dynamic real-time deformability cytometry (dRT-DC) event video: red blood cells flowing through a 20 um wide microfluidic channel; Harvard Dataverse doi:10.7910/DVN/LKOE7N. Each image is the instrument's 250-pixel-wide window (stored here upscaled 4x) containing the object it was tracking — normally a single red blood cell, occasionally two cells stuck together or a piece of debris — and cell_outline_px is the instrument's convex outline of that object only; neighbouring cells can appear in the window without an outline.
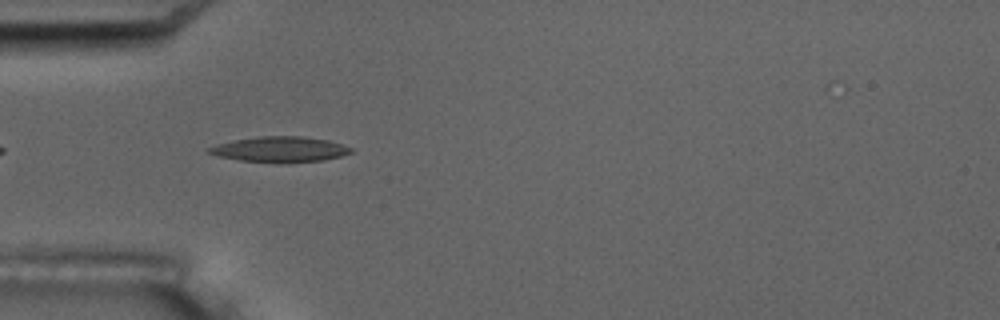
{"species": "common noctule bat (a hibernating species)", "species_latin": "Nyctalus noctula", "temperature_condition": "room temperature", "stored_images_in_passage": 5, "camera_frame_rate_fps": 3000, "um_per_image_px": 0.085, "animal": {"sex": "male", "body_mass_g": 17.5, "forearm_length_mm": 52.3}, "frame": {"image": 1, "passage_image": 5, "time_ms": 4.667, "image_size_px": [1000, 320], "cell_outline_px": [[352, 152], [340, 156], [324, 160], [288, 164], [240, 160], [220, 156], [208, 152], [208, 148], [216, 144], [236, 140], [260, 136], [300, 136], [328, 140], [352, 148]], "centroid_in_image_um": [23.82, 12.71], "position_along_channel_um": 61.2, "area_um2": 21.04}}